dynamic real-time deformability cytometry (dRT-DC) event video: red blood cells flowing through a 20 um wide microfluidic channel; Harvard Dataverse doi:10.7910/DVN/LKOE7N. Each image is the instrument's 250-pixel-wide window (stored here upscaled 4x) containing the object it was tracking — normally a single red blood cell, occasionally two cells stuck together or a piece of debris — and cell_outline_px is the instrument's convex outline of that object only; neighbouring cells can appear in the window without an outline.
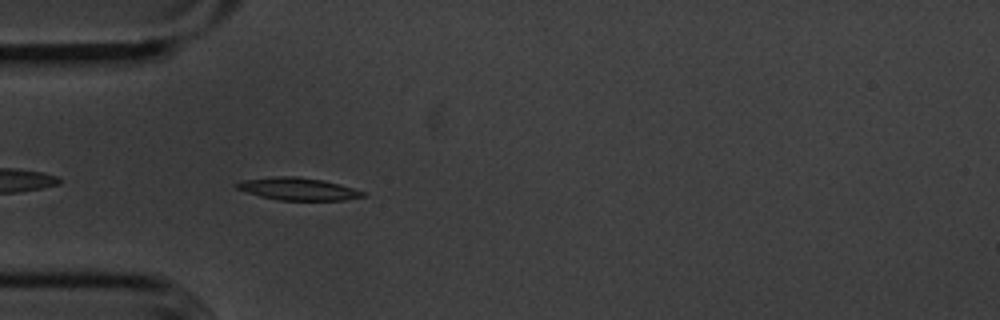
{"species": "common noctule bat (a hibernating species)", "species_latin": "Nyctalus noctula", "temperature_condition": "cold", "stored_images_in_passage": 43, "camera_frame_rate_fps": 3000, "um_per_image_px": 0.085, "animal": {"sex": "male", "body_mass_g": 20.1, "forearm_length_mm": 53.5}, "frame": {"image": 1, "passage_image": 4, "time_ms": 1.0, "image_size_px": [1000, 320], "cell_outline_px": [[368, 192], [364, 196], [344, 200], [280, 200], [260, 196], [236, 188], [232, 184], [240, 180], [276, 176], [296, 176], [324, 180], [340, 184]], "centroid_in_image_um": [25.33, 16.05], "position_along_channel_um": 59.7, "area_um2": 16.65}}
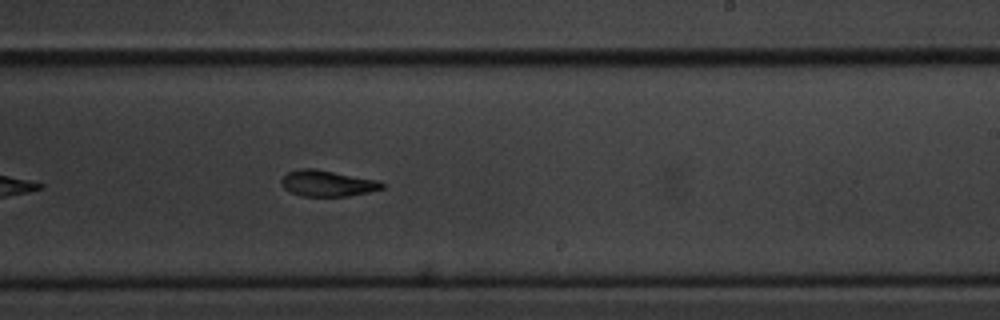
{"frame": {"image": 2, "passage_image": 21, "time_ms": 6.667, "image_size_px": [1000, 320], "cell_outline_px": [[388, 184], [384, 188], [368, 192], [348, 196], [304, 196], [292, 192], [284, 188], [280, 184], [280, 180], [288, 172], [300, 168], [316, 168], [380, 180]], "centroid_in_image_um": [27.88, 15.57], "position_along_channel_um": 261.1, "area_um2": 15.55}}
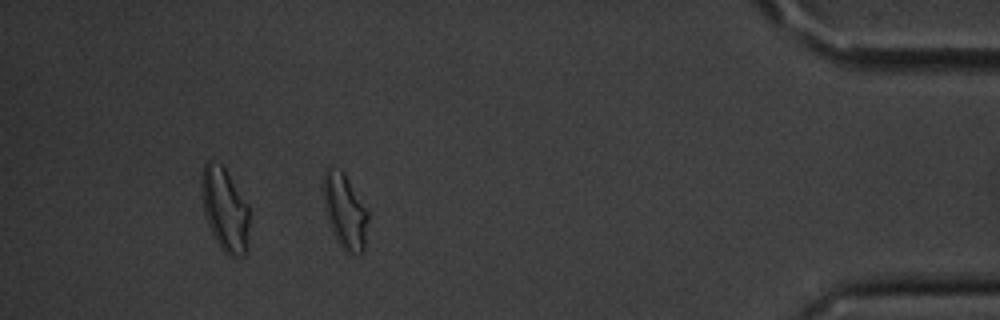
{"frame": {"image": 3, "passage_image": 37, "time_ms": 12.0, "image_size_px": [1000, 320], "cell_outline_px": [[368, 220], [364, 252], [344, 252], [332, 232], [324, 208], [320, 184], [324, 172], [328, 168], [340, 168], [344, 172], [368, 208]], "centroid_in_image_um": [29.29, 17.89], "position_along_channel_um": 405.9, "area_um2": 20.11}, "authors_computed_cell_mechanics": {"area_um2": 16.473, "velocity_mm_per_s": 3.6003, "shape_relaxation_time_tau1_ms": 2.3421, "shape_relaxation_time_tau2_ms": 5.8737, "deformation_change_tau1": 0.1098, "deformation_change_tau2": 0.1309}}